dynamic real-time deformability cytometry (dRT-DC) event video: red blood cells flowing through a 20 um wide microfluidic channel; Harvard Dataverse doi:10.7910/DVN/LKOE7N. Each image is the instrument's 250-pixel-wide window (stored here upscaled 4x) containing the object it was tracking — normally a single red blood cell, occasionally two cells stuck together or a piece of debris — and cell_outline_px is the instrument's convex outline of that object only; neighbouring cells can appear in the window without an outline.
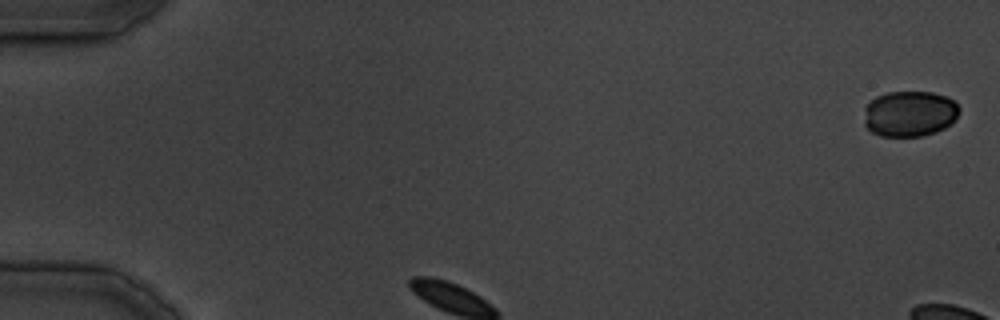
{"species": "common noctule bat (a hibernating species)", "species_latin": "Nyctalus noctula", "temperature_condition": "cold", "stored_images_in_passage": 29, "segment_of_instrument_passage": [1, 2], "camera_frame_rate_fps": 3000, "um_per_image_px": 0.085, "animal": {"sex": "male", "body_mass_g": 19.5, "forearm_length_mm": 54.6}, "frame": {"image": 1, "passage_image": 1, "time_ms": 0.0, "image_size_px": [1000, 320], "cell_outline_px": [[960, 112], [956, 120], [952, 124], [936, 132], [924, 136], [880, 136], [872, 132], [864, 124], [864, 108], [876, 96], [888, 92], [932, 92], [948, 96], [956, 100], [960, 108]], "centroid_in_image_um": [77.37, 9.66], "position_along_channel_um": 7.6, "area_um2": 25.89}}
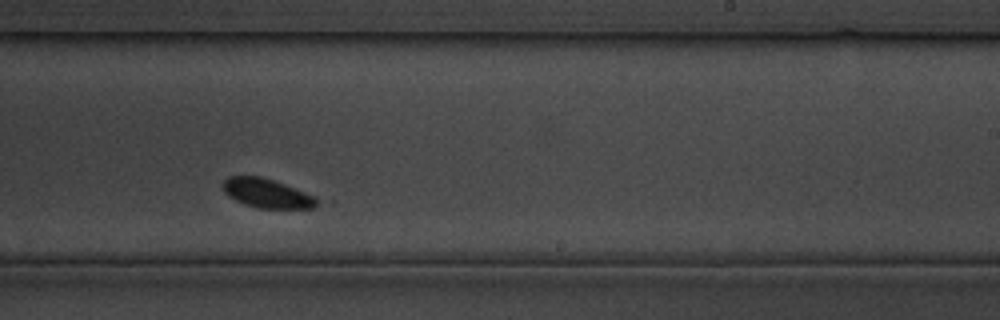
{"frame": {"image": 2, "passage_image": 15, "time_ms": 18.333, "image_size_px": [1000, 320], "cell_outline_px": [[320, 200], [316, 208], [256, 208], [244, 204], [228, 196], [220, 188], [220, 184], [228, 176], [260, 176], [284, 184], [316, 196]], "centroid_in_image_um": [22.66, 16.43], "position_along_channel_um": 266.3, "area_um2": 16.18}}
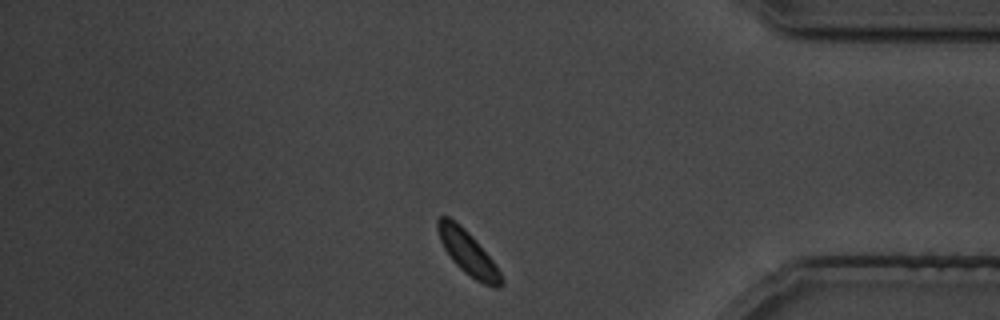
{"frame": {"image": 3, "passage_image": 23, "time_ms": 29.333, "image_size_px": [1000, 320], "cell_outline_px": [[504, 284], [500, 288], [492, 288], [476, 280], [464, 272], [452, 260], [444, 248], [440, 240], [436, 228], [436, 220], [440, 216], [448, 216], [460, 224], [472, 236], [492, 260], [500, 272], [504, 280]], "centroid_in_image_um": [39.77, 21.5], "position_along_channel_um": 395.4, "area_um2": 16.24}}